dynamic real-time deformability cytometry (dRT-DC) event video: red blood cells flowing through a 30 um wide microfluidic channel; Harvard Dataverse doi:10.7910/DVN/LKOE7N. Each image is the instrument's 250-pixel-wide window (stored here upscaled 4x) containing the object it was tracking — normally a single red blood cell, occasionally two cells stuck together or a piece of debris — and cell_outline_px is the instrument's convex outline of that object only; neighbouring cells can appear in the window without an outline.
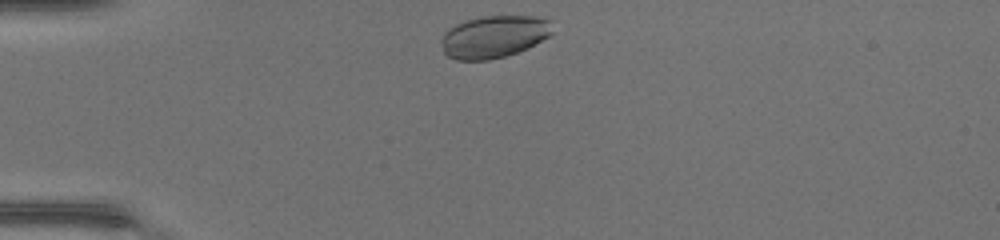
{"species": "common noctule bat (a hibernating species)", "species_latin": "Nyctalus noctula", "temperature_condition": "warm", "stored_images_in_passage": 30, "camera_frame_rate_fps": 3000, "um_per_image_px": 0.085, "animal": {"sex": "female", "body_mass_g": 17.0, "forearm_length_mm": 48.0}, "frame": {"image": 1, "passage_image": 1, "time_ms": 0.0, "image_size_px": [1000, 240], "cell_outline_px": [[552, 32], [548, 36], [528, 48], [504, 56], [488, 60], [456, 60], [448, 56], [444, 52], [440, 40], [444, 32], [448, 28], [464, 20], [480, 16], [532, 16], [552, 20]], "centroid_in_image_um": [41.96, 3.1], "position_along_channel_um": 43.0, "area_um2": 27.51}}
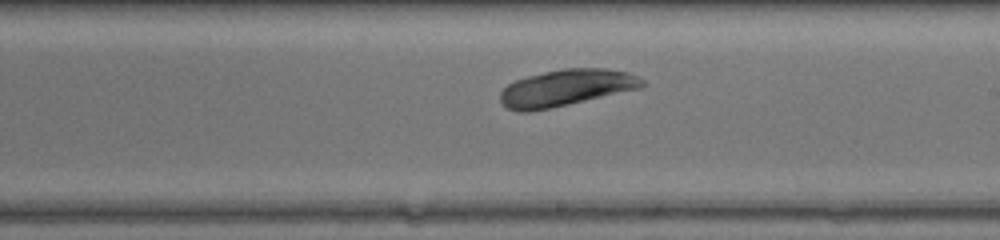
{"frame": {"image": 2, "passage_image": 17, "time_ms": 5.333, "image_size_px": [1000, 240], "cell_outline_px": [[648, 84], [640, 88], [568, 104], [528, 112], [516, 112], [508, 108], [500, 100], [500, 92], [508, 84], [516, 80], [528, 76], [544, 72], [564, 68], [604, 68], [628, 72], [644, 80]], "centroid_in_image_um": [48.12, 7.46], "position_along_channel_um": 240.9, "area_um2": 30.0}}
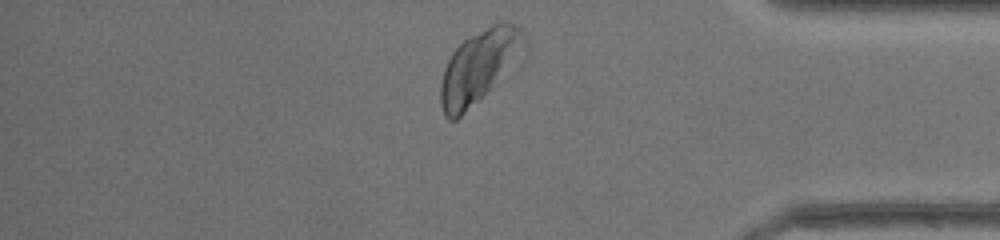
{"frame": {"image": 3, "passage_image": 29, "time_ms": 9.333, "image_size_px": [1000, 240], "cell_outline_px": [[524, 40], [492, 84], [456, 120], [448, 120], [444, 116], [440, 104], [440, 84], [444, 68], [452, 52], [464, 40], [492, 24], [500, 20], [504, 20], [520, 28], [524, 36]], "centroid_in_image_um": [40.54, 5.63], "position_along_channel_um": 394.7, "area_um2": 32.71}}